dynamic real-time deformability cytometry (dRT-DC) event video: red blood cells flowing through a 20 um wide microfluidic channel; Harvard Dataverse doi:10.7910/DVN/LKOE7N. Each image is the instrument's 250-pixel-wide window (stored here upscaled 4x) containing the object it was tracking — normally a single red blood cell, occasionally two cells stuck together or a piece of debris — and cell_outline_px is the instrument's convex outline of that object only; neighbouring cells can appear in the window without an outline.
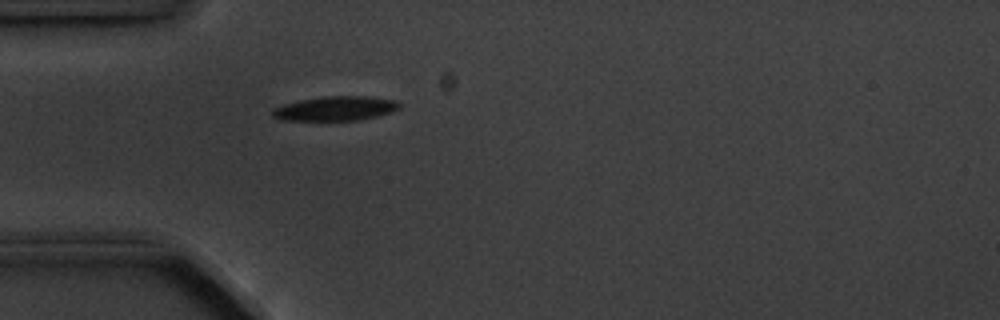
{"species": "common noctule bat (a hibernating species)", "species_latin": "Nyctalus noctula", "temperature_condition": "cold", "stored_images_in_passage": 1, "camera_frame_rate_fps": 3000, "um_per_image_px": 0.085, "animal": {"sex": "male", "body_mass_g": 20.1, "forearm_length_mm": 53.5}, "frame": {"image": 1, "passage_image": 1, "time_ms": 0.0, "image_size_px": [1000, 320], "cell_outline_px": [[400, 108], [392, 112], [376, 116], [356, 120], [280, 120], [272, 116], [272, 108], [284, 104], [300, 100], [324, 96], [368, 96], [396, 100], [400, 104]], "centroid_in_image_um": [28.51, 9.21], "position_along_channel_um": 56.5, "area_um2": 18.03}}